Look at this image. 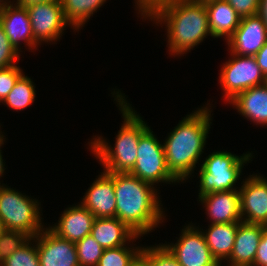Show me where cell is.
Listing matches in <instances>:
<instances>
[{
	"instance_id": "cell-4",
	"label": "cell",
	"mask_w": 267,
	"mask_h": 266,
	"mask_svg": "<svg viewBox=\"0 0 267 266\" xmlns=\"http://www.w3.org/2000/svg\"><path fill=\"white\" fill-rule=\"evenodd\" d=\"M116 218L139 236L150 235L166 223L161 191L129 173H113ZM160 191V192H159Z\"/></svg>"
},
{
	"instance_id": "cell-40",
	"label": "cell",
	"mask_w": 267,
	"mask_h": 266,
	"mask_svg": "<svg viewBox=\"0 0 267 266\" xmlns=\"http://www.w3.org/2000/svg\"><path fill=\"white\" fill-rule=\"evenodd\" d=\"M131 266H147L145 260L140 256Z\"/></svg>"
},
{
	"instance_id": "cell-25",
	"label": "cell",
	"mask_w": 267,
	"mask_h": 266,
	"mask_svg": "<svg viewBox=\"0 0 267 266\" xmlns=\"http://www.w3.org/2000/svg\"><path fill=\"white\" fill-rule=\"evenodd\" d=\"M141 238L142 236L136 235L127 245L104 249L97 266H131L141 256Z\"/></svg>"
},
{
	"instance_id": "cell-42",
	"label": "cell",
	"mask_w": 267,
	"mask_h": 266,
	"mask_svg": "<svg viewBox=\"0 0 267 266\" xmlns=\"http://www.w3.org/2000/svg\"><path fill=\"white\" fill-rule=\"evenodd\" d=\"M5 230H6V229H5L4 225H3V222H2V220L0 219V235H1Z\"/></svg>"
},
{
	"instance_id": "cell-34",
	"label": "cell",
	"mask_w": 267,
	"mask_h": 266,
	"mask_svg": "<svg viewBox=\"0 0 267 266\" xmlns=\"http://www.w3.org/2000/svg\"><path fill=\"white\" fill-rule=\"evenodd\" d=\"M254 57L265 78L267 79V41Z\"/></svg>"
},
{
	"instance_id": "cell-11",
	"label": "cell",
	"mask_w": 267,
	"mask_h": 266,
	"mask_svg": "<svg viewBox=\"0 0 267 266\" xmlns=\"http://www.w3.org/2000/svg\"><path fill=\"white\" fill-rule=\"evenodd\" d=\"M244 178L239 188L242 222L267 225V176L257 170Z\"/></svg>"
},
{
	"instance_id": "cell-31",
	"label": "cell",
	"mask_w": 267,
	"mask_h": 266,
	"mask_svg": "<svg viewBox=\"0 0 267 266\" xmlns=\"http://www.w3.org/2000/svg\"><path fill=\"white\" fill-rule=\"evenodd\" d=\"M21 54L14 49L0 23V69L17 65Z\"/></svg>"
},
{
	"instance_id": "cell-26",
	"label": "cell",
	"mask_w": 267,
	"mask_h": 266,
	"mask_svg": "<svg viewBox=\"0 0 267 266\" xmlns=\"http://www.w3.org/2000/svg\"><path fill=\"white\" fill-rule=\"evenodd\" d=\"M141 257L145 260L147 266H181L175 256L163 244L143 245Z\"/></svg>"
},
{
	"instance_id": "cell-36",
	"label": "cell",
	"mask_w": 267,
	"mask_h": 266,
	"mask_svg": "<svg viewBox=\"0 0 267 266\" xmlns=\"http://www.w3.org/2000/svg\"><path fill=\"white\" fill-rule=\"evenodd\" d=\"M257 15L262 19L267 28V0H259Z\"/></svg>"
},
{
	"instance_id": "cell-37",
	"label": "cell",
	"mask_w": 267,
	"mask_h": 266,
	"mask_svg": "<svg viewBox=\"0 0 267 266\" xmlns=\"http://www.w3.org/2000/svg\"><path fill=\"white\" fill-rule=\"evenodd\" d=\"M2 153H3V149L0 150V186L5 184V183L2 182L3 180H1V179L5 177L4 174L6 173L5 170L7 168V166L5 164L6 162H5L4 158H3L4 156H3Z\"/></svg>"
},
{
	"instance_id": "cell-30",
	"label": "cell",
	"mask_w": 267,
	"mask_h": 266,
	"mask_svg": "<svg viewBox=\"0 0 267 266\" xmlns=\"http://www.w3.org/2000/svg\"><path fill=\"white\" fill-rule=\"evenodd\" d=\"M24 73L18 64L0 69V105Z\"/></svg>"
},
{
	"instance_id": "cell-20",
	"label": "cell",
	"mask_w": 267,
	"mask_h": 266,
	"mask_svg": "<svg viewBox=\"0 0 267 266\" xmlns=\"http://www.w3.org/2000/svg\"><path fill=\"white\" fill-rule=\"evenodd\" d=\"M204 4L212 38H222L226 42L239 26L241 17L225 0H208Z\"/></svg>"
},
{
	"instance_id": "cell-2",
	"label": "cell",
	"mask_w": 267,
	"mask_h": 266,
	"mask_svg": "<svg viewBox=\"0 0 267 266\" xmlns=\"http://www.w3.org/2000/svg\"><path fill=\"white\" fill-rule=\"evenodd\" d=\"M210 101L188 112L162 141L166 166L181 184L192 180L201 165L203 154H207L204 151L213 125L212 112L215 107Z\"/></svg>"
},
{
	"instance_id": "cell-28",
	"label": "cell",
	"mask_w": 267,
	"mask_h": 266,
	"mask_svg": "<svg viewBox=\"0 0 267 266\" xmlns=\"http://www.w3.org/2000/svg\"><path fill=\"white\" fill-rule=\"evenodd\" d=\"M0 266H40L36 240L30 238L23 247L12 253Z\"/></svg>"
},
{
	"instance_id": "cell-35",
	"label": "cell",
	"mask_w": 267,
	"mask_h": 266,
	"mask_svg": "<svg viewBox=\"0 0 267 266\" xmlns=\"http://www.w3.org/2000/svg\"><path fill=\"white\" fill-rule=\"evenodd\" d=\"M159 0H134L133 6L135 7V15L139 18L143 15L154 3ZM135 4V5H134Z\"/></svg>"
},
{
	"instance_id": "cell-38",
	"label": "cell",
	"mask_w": 267,
	"mask_h": 266,
	"mask_svg": "<svg viewBox=\"0 0 267 266\" xmlns=\"http://www.w3.org/2000/svg\"><path fill=\"white\" fill-rule=\"evenodd\" d=\"M46 1H52V0H16V4L27 7L29 5L35 4V3H41V2H46Z\"/></svg>"
},
{
	"instance_id": "cell-24",
	"label": "cell",
	"mask_w": 267,
	"mask_h": 266,
	"mask_svg": "<svg viewBox=\"0 0 267 266\" xmlns=\"http://www.w3.org/2000/svg\"><path fill=\"white\" fill-rule=\"evenodd\" d=\"M25 74L26 73L18 79L13 89L2 103L7 109L14 110L13 112L24 111V109L30 108L37 98V90H35L36 84L33 78L31 79V77Z\"/></svg>"
},
{
	"instance_id": "cell-9",
	"label": "cell",
	"mask_w": 267,
	"mask_h": 266,
	"mask_svg": "<svg viewBox=\"0 0 267 266\" xmlns=\"http://www.w3.org/2000/svg\"><path fill=\"white\" fill-rule=\"evenodd\" d=\"M29 13L34 40L40 45H55L65 35L66 27L76 30L66 20L60 0L35 3L26 7Z\"/></svg>"
},
{
	"instance_id": "cell-1",
	"label": "cell",
	"mask_w": 267,
	"mask_h": 266,
	"mask_svg": "<svg viewBox=\"0 0 267 266\" xmlns=\"http://www.w3.org/2000/svg\"><path fill=\"white\" fill-rule=\"evenodd\" d=\"M141 19L147 23L151 21L155 27L165 28L166 40L165 37L163 40L167 43L168 57L186 56L202 45L208 36L212 38L204 2L159 0L140 16Z\"/></svg>"
},
{
	"instance_id": "cell-19",
	"label": "cell",
	"mask_w": 267,
	"mask_h": 266,
	"mask_svg": "<svg viewBox=\"0 0 267 266\" xmlns=\"http://www.w3.org/2000/svg\"><path fill=\"white\" fill-rule=\"evenodd\" d=\"M263 225L241 222L229 259L222 266H253Z\"/></svg>"
},
{
	"instance_id": "cell-29",
	"label": "cell",
	"mask_w": 267,
	"mask_h": 266,
	"mask_svg": "<svg viewBox=\"0 0 267 266\" xmlns=\"http://www.w3.org/2000/svg\"><path fill=\"white\" fill-rule=\"evenodd\" d=\"M31 237L21 231L5 230L0 235V265Z\"/></svg>"
},
{
	"instance_id": "cell-43",
	"label": "cell",
	"mask_w": 267,
	"mask_h": 266,
	"mask_svg": "<svg viewBox=\"0 0 267 266\" xmlns=\"http://www.w3.org/2000/svg\"><path fill=\"white\" fill-rule=\"evenodd\" d=\"M191 1L205 2V1H208V0H191Z\"/></svg>"
},
{
	"instance_id": "cell-27",
	"label": "cell",
	"mask_w": 267,
	"mask_h": 266,
	"mask_svg": "<svg viewBox=\"0 0 267 266\" xmlns=\"http://www.w3.org/2000/svg\"><path fill=\"white\" fill-rule=\"evenodd\" d=\"M79 266H97L104 249L89 234L75 242Z\"/></svg>"
},
{
	"instance_id": "cell-8",
	"label": "cell",
	"mask_w": 267,
	"mask_h": 266,
	"mask_svg": "<svg viewBox=\"0 0 267 266\" xmlns=\"http://www.w3.org/2000/svg\"><path fill=\"white\" fill-rule=\"evenodd\" d=\"M228 53V60L220 65L217 83L223 91L222 98L226 105L238 93L267 82L254 56H239L229 51Z\"/></svg>"
},
{
	"instance_id": "cell-17",
	"label": "cell",
	"mask_w": 267,
	"mask_h": 266,
	"mask_svg": "<svg viewBox=\"0 0 267 266\" xmlns=\"http://www.w3.org/2000/svg\"><path fill=\"white\" fill-rule=\"evenodd\" d=\"M58 218L56 223L52 222L47 227L58 237L71 242L89 235L95 220V216L79 202L67 205Z\"/></svg>"
},
{
	"instance_id": "cell-33",
	"label": "cell",
	"mask_w": 267,
	"mask_h": 266,
	"mask_svg": "<svg viewBox=\"0 0 267 266\" xmlns=\"http://www.w3.org/2000/svg\"><path fill=\"white\" fill-rule=\"evenodd\" d=\"M253 266H267V225H263V232Z\"/></svg>"
},
{
	"instance_id": "cell-18",
	"label": "cell",
	"mask_w": 267,
	"mask_h": 266,
	"mask_svg": "<svg viewBox=\"0 0 267 266\" xmlns=\"http://www.w3.org/2000/svg\"><path fill=\"white\" fill-rule=\"evenodd\" d=\"M228 104L253 126L267 128V82L238 93Z\"/></svg>"
},
{
	"instance_id": "cell-13",
	"label": "cell",
	"mask_w": 267,
	"mask_h": 266,
	"mask_svg": "<svg viewBox=\"0 0 267 266\" xmlns=\"http://www.w3.org/2000/svg\"><path fill=\"white\" fill-rule=\"evenodd\" d=\"M34 239L40 266H79L75 242L58 237L47 226Z\"/></svg>"
},
{
	"instance_id": "cell-3",
	"label": "cell",
	"mask_w": 267,
	"mask_h": 266,
	"mask_svg": "<svg viewBox=\"0 0 267 266\" xmlns=\"http://www.w3.org/2000/svg\"><path fill=\"white\" fill-rule=\"evenodd\" d=\"M111 96L122 117L120 129L117 131L115 143L100 135H93L87 144V149L98 160L105 172L129 173L137 160V147L140 137L151 127L141 113L135 110L121 89L111 88ZM127 96V97H125ZM110 141V143H109Z\"/></svg>"
},
{
	"instance_id": "cell-22",
	"label": "cell",
	"mask_w": 267,
	"mask_h": 266,
	"mask_svg": "<svg viewBox=\"0 0 267 266\" xmlns=\"http://www.w3.org/2000/svg\"><path fill=\"white\" fill-rule=\"evenodd\" d=\"M90 235L103 249L127 245L137 234L116 217L95 218Z\"/></svg>"
},
{
	"instance_id": "cell-23",
	"label": "cell",
	"mask_w": 267,
	"mask_h": 266,
	"mask_svg": "<svg viewBox=\"0 0 267 266\" xmlns=\"http://www.w3.org/2000/svg\"><path fill=\"white\" fill-rule=\"evenodd\" d=\"M108 0H60L66 20L78 32Z\"/></svg>"
},
{
	"instance_id": "cell-6",
	"label": "cell",
	"mask_w": 267,
	"mask_h": 266,
	"mask_svg": "<svg viewBox=\"0 0 267 266\" xmlns=\"http://www.w3.org/2000/svg\"><path fill=\"white\" fill-rule=\"evenodd\" d=\"M41 200L11 188L0 186V219L6 230L21 231L34 238L45 227Z\"/></svg>"
},
{
	"instance_id": "cell-14",
	"label": "cell",
	"mask_w": 267,
	"mask_h": 266,
	"mask_svg": "<svg viewBox=\"0 0 267 266\" xmlns=\"http://www.w3.org/2000/svg\"><path fill=\"white\" fill-rule=\"evenodd\" d=\"M79 203L87 208L95 218L116 217L113 173L101 169V172L91 182Z\"/></svg>"
},
{
	"instance_id": "cell-7",
	"label": "cell",
	"mask_w": 267,
	"mask_h": 266,
	"mask_svg": "<svg viewBox=\"0 0 267 266\" xmlns=\"http://www.w3.org/2000/svg\"><path fill=\"white\" fill-rule=\"evenodd\" d=\"M151 128L139 139L137 160L129 174L154 185L159 190L162 183L163 185H181L166 166L162 139L159 140Z\"/></svg>"
},
{
	"instance_id": "cell-15",
	"label": "cell",
	"mask_w": 267,
	"mask_h": 266,
	"mask_svg": "<svg viewBox=\"0 0 267 266\" xmlns=\"http://www.w3.org/2000/svg\"><path fill=\"white\" fill-rule=\"evenodd\" d=\"M267 41V28L258 15L241 18L226 41L227 51L239 56H255Z\"/></svg>"
},
{
	"instance_id": "cell-10",
	"label": "cell",
	"mask_w": 267,
	"mask_h": 266,
	"mask_svg": "<svg viewBox=\"0 0 267 266\" xmlns=\"http://www.w3.org/2000/svg\"><path fill=\"white\" fill-rule=\"evenodd\" d=\"M196 222L185 223L177 240L163 243L181 266H221L213 257Z\"/></svg>"
},
{
	"instance_id": "cell-16",
	"label": "cell",
	"mask_w": 267,
	"mask_h": 266,
	"mask_svg": "<svg viewBox=\"0 0 267 266\" xmlns=\"http://www.w3.org/2000/svg\"><path fill=\"white\" fill-rule=\"evenodd\" d=\"M208 224L242 222L239 190L207 193L197 198Z\"/></svg>"
},
{
	"instance_id": "cell-5",
	"label": "cell",
	"mask_w": 267,
	"mask_h": 266,
	"mask_svg": "<svg viewBox=\"0 0 267 266\" xmlns=\"http://www.w3.org/2000/svg\"><path fill=\"white\" fill-rule=\"evenodd\" d=\"M212 151L203 158L200 167L197 168L196 171L199 173H195L199 179L197 197L207 193L239 190L244 166L252 163L255 158L253 152H256L247 151L236 155L225 149Z\"/></svg>"
},
{
	"instance_id": "cell-12",
	"label": "cell",
	"mask_w": 267,
	"mask_h": 266,
	"mask_svg": "<svg viewBox=\"0 0 267 266\" xmlns=\"http://www.w3.org/2000/svg\"><path fill=\"white\" fill-rule=\"evenodd\" d=\"M0 23L10 44L21 55H23V47H25V51L27 49L28 52L33 53L41 47L34 40L30 17L26 7L17 5L16 3L1 5Z\"/></svg>"
},
{
	"instance_id": "cell-32",
	"label": "cell",
	"mask_w": 267,
	"mask_h": 266,
	"mask_svg": "<svg viewBox=\"0 0 267 266\" xmlns=\"http://www.w3.org/2000/svg\"><path fill=\"white\" fill-rule=\"evenodd\" d=\"M241 18L257 15L259 0H225Z\"/></svg>"
},
{
	"instance_id": "cell-21",
	"label": "cell",
	"mask_w": 267,
	"mask_h": 266,
	"mask_svg": "<svg viewBox=\"0 0 267 266\" xmlns=\"http://www.w3.org/2000/svg\"><path fill=\"white\" fill-rule=\"evenodd\" d=\"M240 223L207 224L205 227L196 225L202 231L213 257L221 266L230 257Z\"/></svg>"
},
{
	"instance_id": "cell-41",
	"label": "cell",
	"mask_w": 267,
	"mask_h": 266,
	"mask_svg": "<svg viewBox=\"0 0 267 266\" xmlns=\"http://www.w3.org/2000/svg\"><path fill=\"white\" fill-rule=\"evenodd\" d=\"M15 2H16V0H0V6L6 5V4H13Z\"/></svg>"
},
{
	"instance_id": "cell-39",
	"label": "cell",
	"mask_w": 267,
	"mask_h": 266,
	"mask_svg": "<svg viewBox=\"0 0 267 266\" xmlns=\"http://www.w3.org/2000/svg\"><path fill=\"white\" fill-rule=\"evenodd\" d=\"M1 126H3L2 124H1V122H0V150L1 149H3L2 147H4V145L6 144V140H7V138H6V133L4 132V130L2 131V127ZM5 133V134H4Z\"/></svg>"
}]
</instances>
